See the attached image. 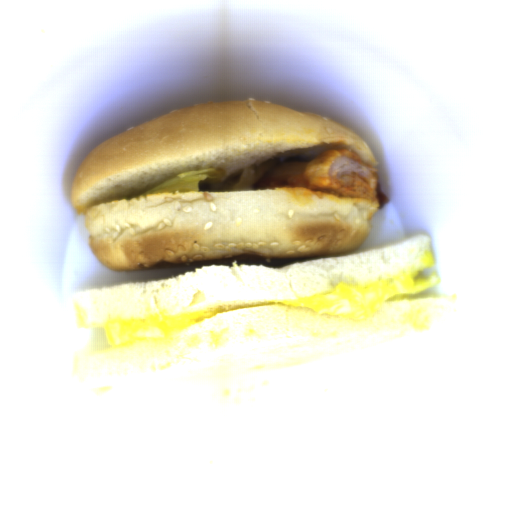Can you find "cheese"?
Wrapping results in <instances>:
<instances>
[{
    "mask_svg": "<svg viewBox=\"0 0 512 512\" xmlns=\"http://www.w3.org/2000/svg\"><path fill=\"white\" fill-rule=\"evenodd\" d=\"M439 281V276L421 274L420 269L366 283L338 284L327 293L278 303L219 305L176 317L129 319L109 323L103 330L109 347L117 348L133 343L169 344L180 332L217 313L274 305L303 307L319 314L358 322L372 318L385 305L395 300L436 286Z\"/></svg>",
    "mask_w": 512,
    "mask_h": 512,
    "instance_id": "1",
    "label": "cheese"
}]
</instances>
